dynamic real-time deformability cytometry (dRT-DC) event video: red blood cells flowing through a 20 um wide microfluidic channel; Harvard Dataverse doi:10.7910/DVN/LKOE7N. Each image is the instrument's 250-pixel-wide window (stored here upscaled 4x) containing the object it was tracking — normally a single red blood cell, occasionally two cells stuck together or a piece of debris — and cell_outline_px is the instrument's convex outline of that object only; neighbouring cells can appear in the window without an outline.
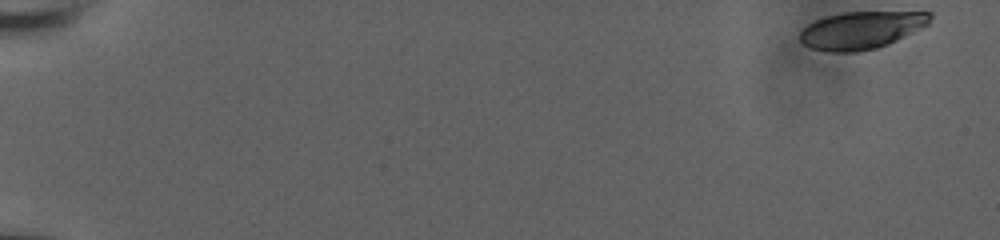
{"species": "human", "species_latin": "Homo sapiens", "temperature_condition": "room temperature", "stored_images_in_passage": 38, "camera_frame_rate_fps": 3000, "um_per_image_px": 0.085, "donor": {"sex": "male"}, "frame": {"image": 1, "passage_image": 1, "time_ms": 0.0, "image_size_px": [1000, 240], "cell_outline_px": [[932, 16], [928, 24], [888, 44], [876, 48], [856, 52], [832, 52], [812, 48], [804, 44], [800, 40], [800, 32], [808, 24], [816, 20], [828, 16], [844, 12], [932, 12]], "centroid_in_image_um": [73.2, 2.56], "position_along_channel_um": 11.8, "area_um2": 28.03}}
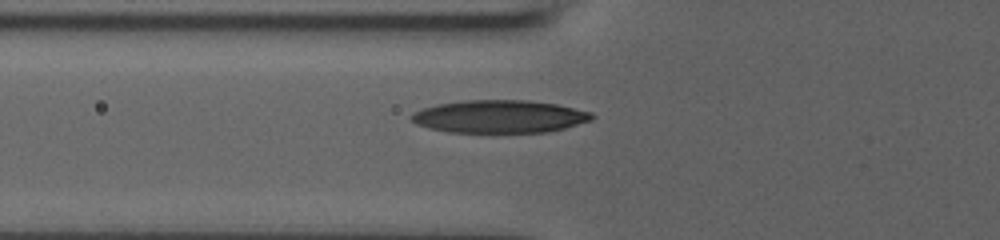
{"frame": {"image": 2, "passage_image": 22, "time_ms": 7.0, "image_size_px": [1000, 240], "cell_outline_px": [[596, 116], [592, 120], [564, 128], [548, 132], [448, 132], [428, 128], [416, 124], [408, 116], [412, 112], [436, 104], [464, 100], [528, 100], [556, 104], [592, 112]], "centroid_in_image_um": [42.44, 9.9], "position_along_channel_um": 83.4, "area_um2": 34.62}}
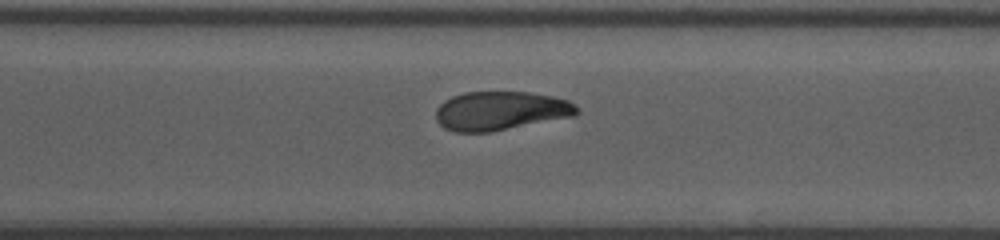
{"frame": {"image": 3, "passage_image": 38, "time_ms": 12.333, "image_size_px": [1000, 240], "cell_outline_px": [[580, 112], [576, 116], [488, 132], [456, 132], [444, 128], [436, 120], [436, 108], [444, 100], [452, 96], [464, 92], [528, 92], [552, 96], [568, 100], [576, 104], [580, 108]], "centroid_in_image_um": [42.58, 9.41], "position_along_channel_um": 328.0, "area_um2": 32.14}}